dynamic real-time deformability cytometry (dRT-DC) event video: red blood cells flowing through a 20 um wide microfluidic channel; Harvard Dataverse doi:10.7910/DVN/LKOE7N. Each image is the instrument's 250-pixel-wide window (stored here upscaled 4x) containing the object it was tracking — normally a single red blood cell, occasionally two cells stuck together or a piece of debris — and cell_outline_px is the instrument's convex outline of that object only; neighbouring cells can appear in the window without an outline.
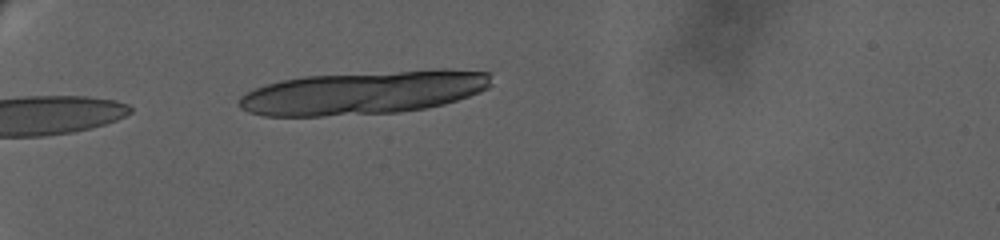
{"species": "human", "species_latin": "Homo sapiens", "temperature_condition": "warm", "stored_images_in_passage": 8, "camera_frame_rate_fps": 3000, "um_per_image_px": 0.085, "donor": {"sex": "female"}, "frame": {"image": 1, "passage_image": 2, "time_ms": 0.333, "image_size_px": [1000, 240], "cell_outline_px": [[492, 84], [488, 88], [480, 92], [444, 104], [424, 108], [400, 112], [324, 116], [264, 116], [248, 112], [240, 108], [236, 104], [240, 96], [256, 88], [268, 84], [284, 80], [304, 76], [440, 68], [444, 68], [492, 72]], "centroid_in_image_um": [30.95, 7.86], "position_along_channel_um": 54.1, "area_um2": 64.33}}
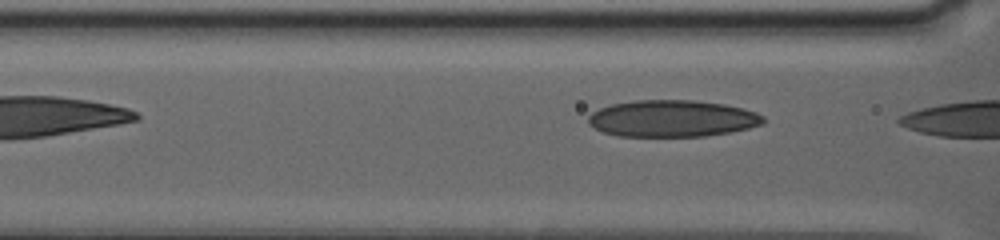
{"frame": {"image": 2, "passage_image": 7, "time_ms": 3.0, "image_size_px": [1000, 240], "cell_outline_px": [[764, 124], [748, 128], [728, 132], [704, 136], [616, 136], [604, 132], [588, 124], [588, 116], [592, 112], [600, 108], [612, 104], [636, 100], [692, 100], [724, 104], [756, 112], [764, 116]], "centroid_in_image_um": [57.12, 10.07], "position_along_channel_um": 109.5, "area_um2": 37.34}}